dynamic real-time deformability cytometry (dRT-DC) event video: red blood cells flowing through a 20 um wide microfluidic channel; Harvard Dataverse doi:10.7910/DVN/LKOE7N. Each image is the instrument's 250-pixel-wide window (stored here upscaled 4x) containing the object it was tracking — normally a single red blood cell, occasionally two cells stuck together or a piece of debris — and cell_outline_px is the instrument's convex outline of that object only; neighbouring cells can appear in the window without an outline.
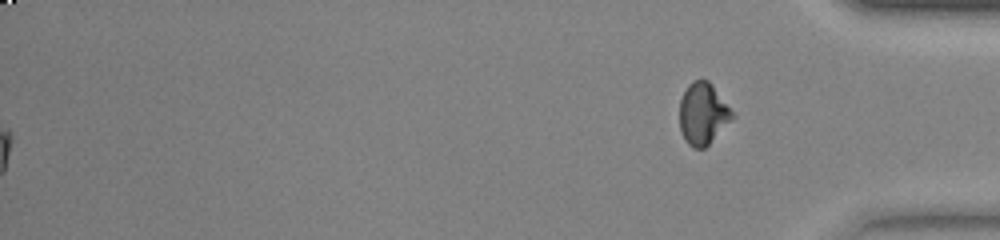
{"species": "common noctule bat (a hibernating species)", "species_latin": "Nyctalus noctula", "temperature_condition": "warm", "stored_images_in_passage": 41, "segment_of_instrument_passage": [2, 2], "camera_frame_rate_fps": 3000, "um_per_image_px": 0.085, "animal": {"sex": "female", "body_mass_g": 23.0, "forearm_length_mm": 53.4}, "frame": {"image": 1, "passage_image": 41, "time_ms": 13.333, "image_size_px": [1000, 240], "cell_outline_px": [[736, 116], [704, 148], [692, 148], [684, 140], [680, 132], [680, 100], [688, 84], [692, 80], [708, 80], [712, 84]], "centroid_in_image_um": [59.74, 9.67], "position_along_channel_um": 375.5, "area_um2": 18.96}}